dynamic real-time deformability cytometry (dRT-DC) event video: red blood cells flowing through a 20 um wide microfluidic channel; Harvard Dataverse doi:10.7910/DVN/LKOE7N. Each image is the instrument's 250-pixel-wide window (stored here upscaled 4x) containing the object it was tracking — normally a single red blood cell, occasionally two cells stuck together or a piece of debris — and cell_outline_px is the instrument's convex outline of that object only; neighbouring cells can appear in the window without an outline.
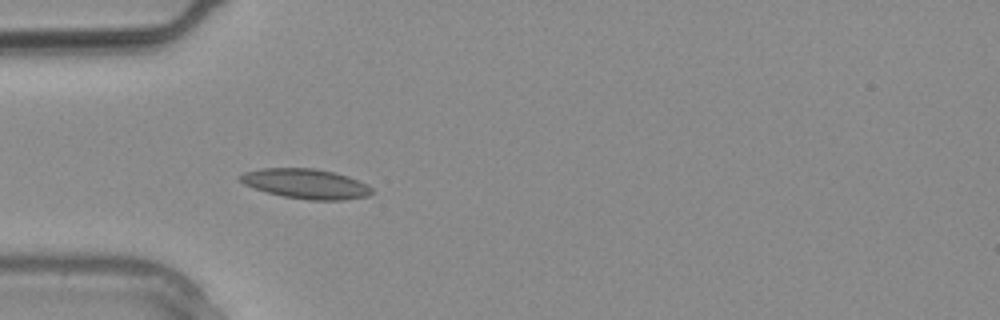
{"species": "common noctule bat (a hibernating species)", "species_latin": "Nyctalus noctula", "temperature_condition": "warm", "stored_images_in_passage": 11, "camera_frame_rate_fps": 3000, "um_per_image_px": 0.085, "animal": {"sex": "male", "body_mass_g": 20.4}, "frame": {"image": 1, "passage_image": 4, "time_ms": 1.0, "image_size_px": [1000, 320], "cell_outline_px": [[372, 192], [368, 196], [344, 200], [308, 200], [284, 196], [268, 192], [244, 184], [240, 180], [240, 176], [244, 172], [260, 168], [312, 168], [336, 172], [348, 176], [368, 184], [372, 188]], "centroid_in_image_um": [26.04, 15.61], "position_along_channel_um": 59.0, "area_um2": 22.83}}